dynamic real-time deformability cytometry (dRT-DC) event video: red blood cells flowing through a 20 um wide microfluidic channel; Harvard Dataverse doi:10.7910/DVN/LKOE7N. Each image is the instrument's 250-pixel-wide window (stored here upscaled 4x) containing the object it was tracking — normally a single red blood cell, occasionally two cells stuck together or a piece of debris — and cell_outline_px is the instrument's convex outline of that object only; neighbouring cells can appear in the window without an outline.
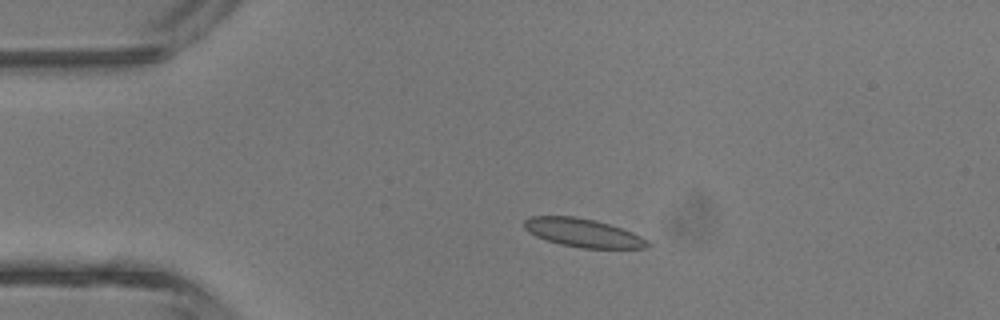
{"species": "common noctule bat (a hibernating species)", "species_latin": "Nyctalus noctula", "temperature_condition": "room temperature", "stored_images_in_passage": 2, "camera_frame_rate_fps": 3000, "um_per_image_px": 0.085, "animal": {"sex": "male", "body_mass_g": 13.3}, "frame": {"image": 1, "passage_image": 2, "time_ms": 1.0, "image_size_px": [1000, 320], "cell_outline_px": [[652, 244], [648, 248], [580, 248], [560, 244], [536, 236], [528, 232], [524, 228], [524, 220], [532, 216], [576, 216], [596, 220], [632, 232], [648, 240]], "centroid_in_image_um": [49.57, 19.79], "position_along_channel_um": 35.4, "area_um2": 20.46}}